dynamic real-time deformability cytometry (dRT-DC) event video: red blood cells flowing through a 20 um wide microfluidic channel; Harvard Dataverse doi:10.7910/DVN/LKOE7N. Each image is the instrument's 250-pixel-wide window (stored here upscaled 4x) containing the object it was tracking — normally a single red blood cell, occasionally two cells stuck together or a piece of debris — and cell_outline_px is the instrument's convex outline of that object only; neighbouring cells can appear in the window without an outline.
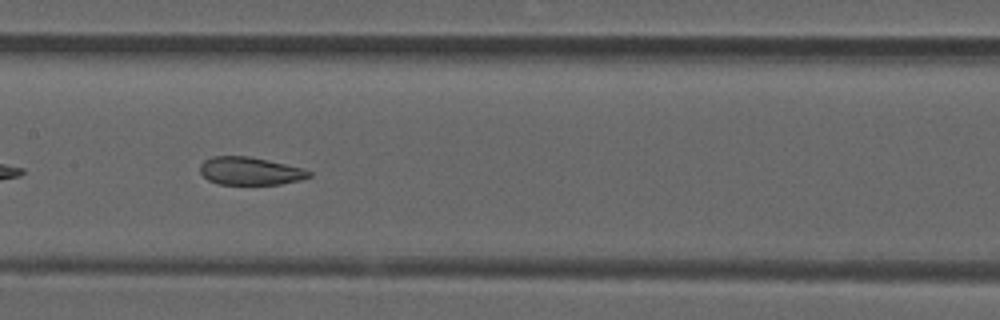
{"species": "common noctule bat (a hibernating species)", "species_latin": "Nyctalus noctula", "temperature_condition": "room temperature", "stored_images_in_passage": 37, "camera_frame_rate_fps": 3000, "um_per_image_px": 0.085, "animal": {"sex": "male", "forearm_length_mm": 52.5}, "frame": {"image": 1, "passage_image": 11, "time_ms": 3.333, "image_size_px": [1000, 320], "cell_outline_px": [[312, 176], [300, 180], [280, 184], [220, 184], [208, 180], [200, 172], [200, 164], [204, 160], [212, 156], [248, 156], [268, 160], [304, 168], [312, 172]], "centroid_in_image_um": [21.27, 14.53], "position_along_channel_um": 186.1, "area_um2": 17.74}, "authors_computed_cell_mechanics": {"area_um2": 18.4382, "velocity_mm_per_s": 3.8601, "shape_relaxation_time_tau1_ms": null, "shape_relaxation_time_tau2_ms": 1.3853, "deformation_change_tau1": null, "deformation_change_tau2": 0.078}}